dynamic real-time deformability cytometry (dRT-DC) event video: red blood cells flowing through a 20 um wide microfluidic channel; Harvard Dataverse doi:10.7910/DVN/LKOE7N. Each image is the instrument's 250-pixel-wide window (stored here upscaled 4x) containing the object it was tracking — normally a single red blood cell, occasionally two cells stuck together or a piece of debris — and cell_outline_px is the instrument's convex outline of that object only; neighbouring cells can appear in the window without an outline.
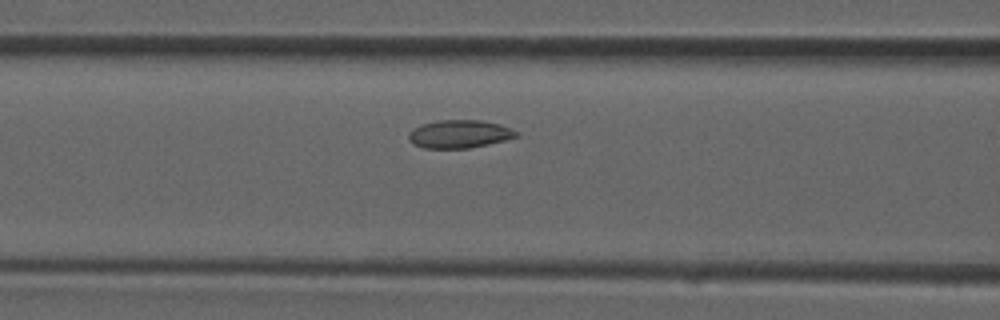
{"species": "common noctule bat (a hibernating species)", "species_latin": "Nyctalus noctula", "temperature_condition": "room temperature", "stored_images_in_passage": 10, "camera_frame_rate_fps": 3000, "um_per_image_px": 0.085, "animal": {"sex": "male", "forearm_length_mm": 52.5}, "frame": {"image": 1, "passage_image": 9, "time_ms": 2.667, "image_size_px": [1000, 320], "cell_outline_px": [[520, 136], [488, 144], [468, 148], [424, 148], [412, 144], [408, 140], [408, 136], [420, 124], [440, 120], [480, 120], [500, 124], [512, 128], [520, 132]], "centroid_in_image_um": [39.09, 11.39], "position_along_channel_um": 127.5, "area_um2": 17.63}}